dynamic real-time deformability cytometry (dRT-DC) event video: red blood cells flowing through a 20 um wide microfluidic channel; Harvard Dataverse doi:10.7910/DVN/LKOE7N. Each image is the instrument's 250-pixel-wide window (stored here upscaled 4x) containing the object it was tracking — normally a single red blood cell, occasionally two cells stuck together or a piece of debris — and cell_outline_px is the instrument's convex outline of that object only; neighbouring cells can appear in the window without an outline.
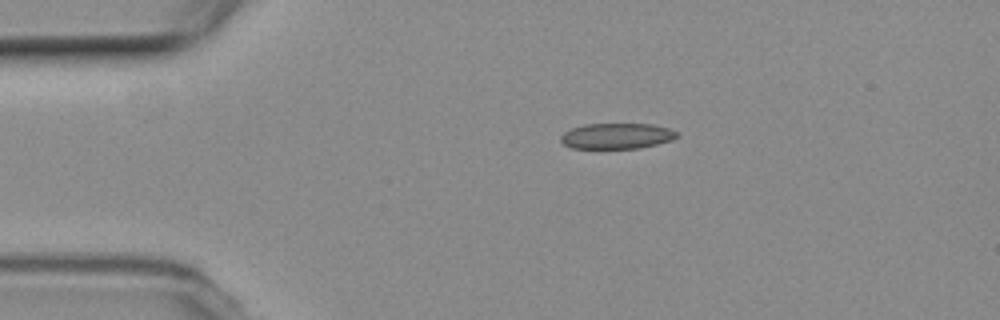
{"species": "common noctule bat (a hibernating species)", "species_latin": "Nyctalus noctula", "temperature_condition": "room temperature", "stored_images_in_passage": 4, "camera_frame_rate_fps": 3000, "um_per_image_px": 0.085, "animal": {"sex": "female", "body_mass_g": 19.3, "forearm_length_mm": 54.1}, "frame": {"image": 1, "passage_image": 1, "time_ms": 0.0, "image_size_px": [1000, 320], "cell_outline_px": [[680, 136], [672, 140], [656, 144], [636, 148], [572, 148], [564, 144], [560, 140], [560, 136], [564, 132], [572, 128], [584, 124], [652, 124], [668, 128], [676, 132]], "centroid_in_image_um": [52.41, 11.55], "position_along_channel_um": 32.6, "area_um2": 17.28}}
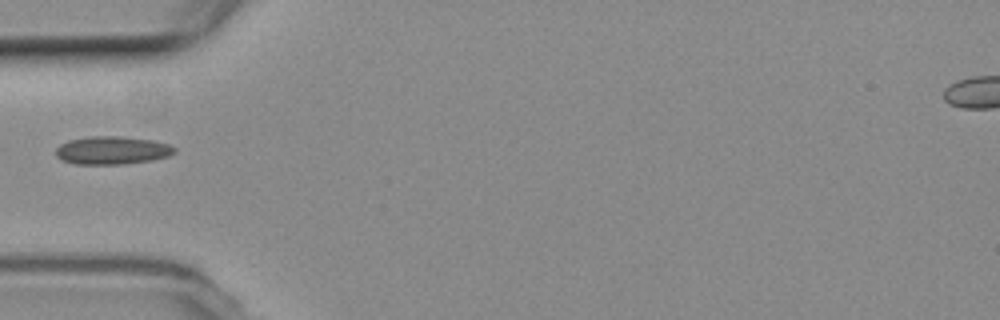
{"frame": {"image": 2, "passage_image": 3, "time_ms": 2.333, "image_size_px": [1000, 320], "cell_outline_px": [[176, 152], [168, 156], [152, 160], [124, 164], [76, 164], [64, 160], [56, 156], [56, 148], [60, 144], [68, 140], [92, 136], [120, 136], [152, 140], [168, 144], [176, 148]], "centroid_in_image_um": [9.54, 12.77], "position_along_channel_um": 75.5, "area_um2": 19.36}}
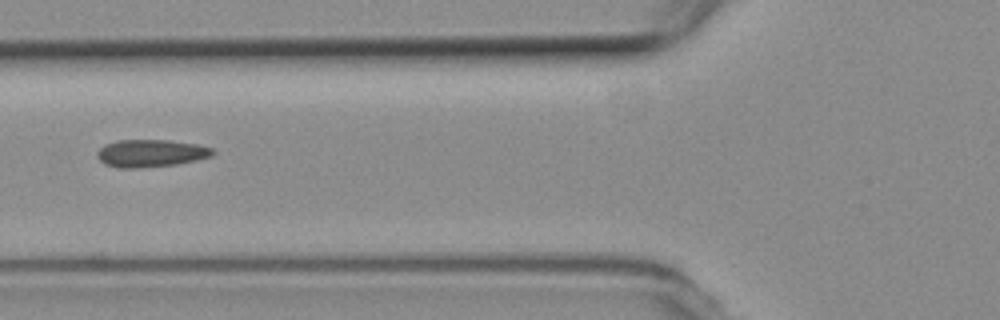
{"frame": {"image": 3, "passage_image": 4, "time_ms": 3.333, "image_size_px": [1000, 320], "cell_outline_px": [[216, 152], [212, 156], [196, 160], [176, 164], [140, 168], [120, 168], [104, 164], [96, 156], [96, 152], [104, 144], [116, 140], [168, 140], [196, 144], [212, 148]], "centroid_in_image_um": [12.79, 13.02], "position_along_channel_um": 113.0, "area_um2": 18.61}}